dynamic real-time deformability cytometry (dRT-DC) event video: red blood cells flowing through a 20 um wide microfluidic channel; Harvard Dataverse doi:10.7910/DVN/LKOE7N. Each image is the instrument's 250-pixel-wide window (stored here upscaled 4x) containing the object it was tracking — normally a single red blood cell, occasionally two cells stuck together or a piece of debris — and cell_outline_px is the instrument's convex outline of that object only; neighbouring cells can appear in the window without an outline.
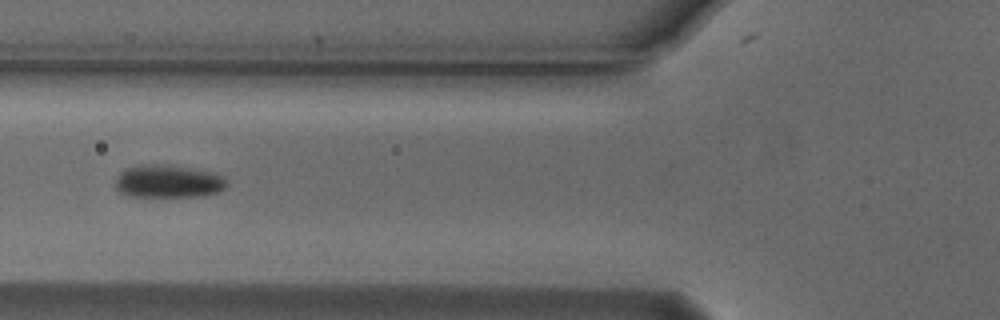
{"species": "Egyptian fruit bat (a non-hibernating species)", "species_latin": "Rousettus aegyptiacus", "temperature_condition": "cold", "stored_images_in_passage": 9, "camera_frame_rate_fps": 3000, "um_per_image_px": 0.085, "animal": {"sex": "male"}, "frame": {"image": 1, "passage_image": 6, "time_ms": 1.667, "image_size_px": [1000, 320], "cell_outline_px": [[228, 184], [220, 192], [204, 196], [124, 196], [116, 188], [116, 176], [124, 168], [136, 164], [164, 164], [216, 172]], "centroid_in_image_um": [14.26, 15.4], "position_along_channel_um": 111.5, "area_um2": 21.62}}
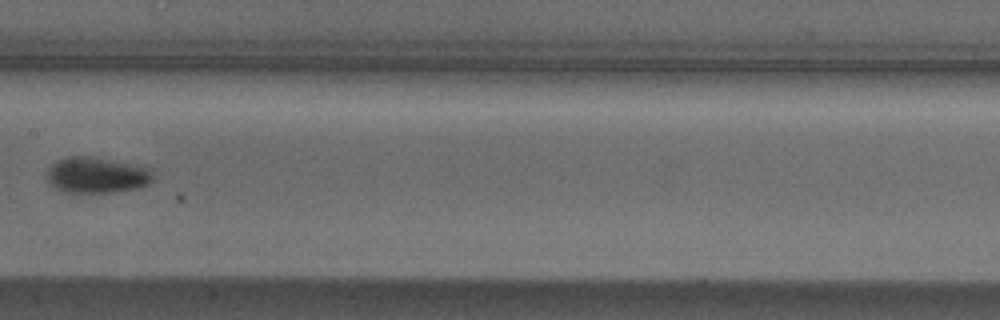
{"frame": {"image": 2, "passage_image": 8, "time_ms": 2.333, "image_size_px": [1000, 320], "cell_outline_px": [[152, 180], [148, 184], [136, 188], [112, 192], [68, 192], [56, 188], [48, 180], [48, 168], [56, 160], [64, 156], [88, 156], [136, 164], [152, 168]], "centroid_in_image_um": [8.24, 14.86], "position_along_channel_um": 199.2, "area_um2": 22.14}}
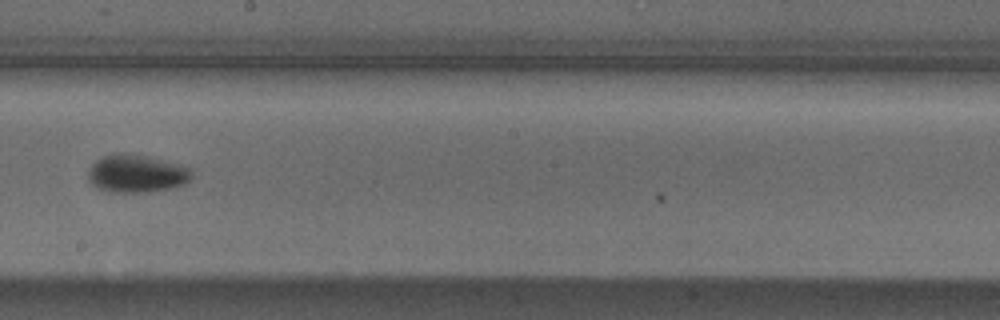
{"frame": {"image": 3, "passage_image": 9, "time_ms": 2.667, "image_size_px": [1000, 320], "cell_outline_px": [[192, 176], [184, 184], [168, 188], [148, 192], [112, 192], [96, 188], [88, 180], [88, 172], [92, 164], [100, 156], [112, 152], [116, 152], [144, 156], [192, 168]], "centroid_in_image_um": [11.54, 14.75], "position_along_channel_um": 236.7, "area_um2": 22.72}}